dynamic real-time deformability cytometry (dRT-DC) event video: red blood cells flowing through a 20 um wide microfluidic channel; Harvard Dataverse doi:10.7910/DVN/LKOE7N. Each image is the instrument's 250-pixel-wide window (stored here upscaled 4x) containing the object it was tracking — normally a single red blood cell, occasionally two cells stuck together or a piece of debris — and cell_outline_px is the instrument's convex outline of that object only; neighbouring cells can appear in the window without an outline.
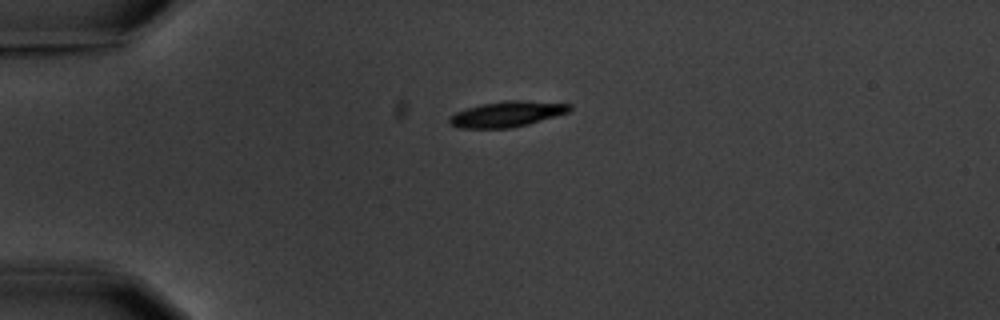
{"species": "common noctule bat (a hibernating species)", "species_latin": "Nyctalus noctula", "temperature_condition": "warm", "stored_images_in_passage": 3, "camera_frame_rate_fps": 3000, "um_per_image_px": 0.085, "animal": {"sex": "male", "body_mass_g": 20.1, "forearm_length_mm": 53.5}, "frame": {"image": 1, "passage_image": 1, "time_ms": 0.0, "image_size_px": [1000, 320], "cell_outline_px": [[572, 108], [568, 112], [528, 124], [512, 128], [460, 128], [448, 124], [448, 116], [456, 112], [480, 104], [504, 100], [524, 100], [572, 104]], "centroid_in_image_um": [43.06, 9.69], "position_along_channel_um": 41.9, "area_um2": 18.03}}
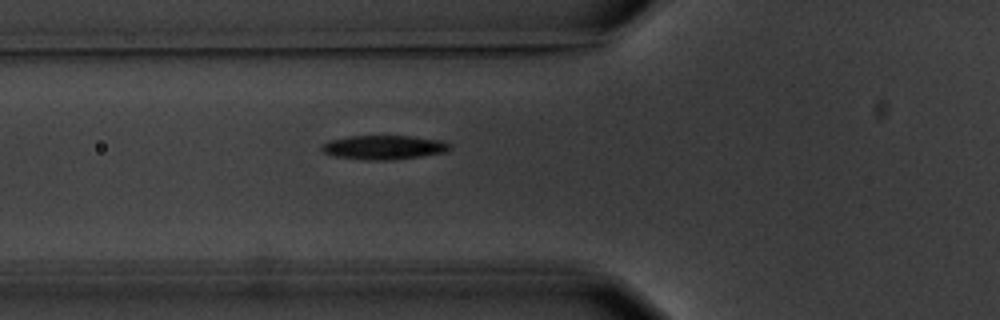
{"frame": {"image": 2, "passage_image": 3, "time_ms": 2.333, "image_size_px": [1000, 320], "cell_outline_px": [[452, 148], [444, 152], [420, 156], [392, 160], [368, 160], [336, 156], [324, 152], [320, 148], [320, 144], [328, 140], [348, 136], [408, 136], [444, 140], [452, 144]], "centroid_in_image_um": [32.63, 12.51], "position_along_channel_um": 93.2, "area_um2": 18.09}}